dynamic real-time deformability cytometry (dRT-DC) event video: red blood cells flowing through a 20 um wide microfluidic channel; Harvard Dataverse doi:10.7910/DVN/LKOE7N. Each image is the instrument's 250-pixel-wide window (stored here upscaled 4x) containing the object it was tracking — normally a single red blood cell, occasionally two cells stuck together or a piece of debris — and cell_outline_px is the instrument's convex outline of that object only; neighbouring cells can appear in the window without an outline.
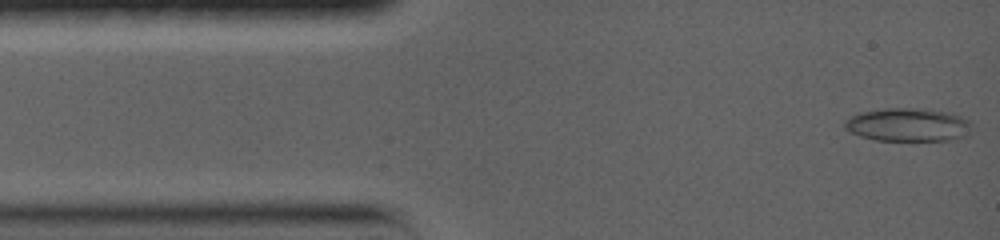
{"species": "common noctule bat (a hibernating species)", "species_latin": "Nyctalus noctula", "temperature_condition": "warm", "stored_images_in_passage": 52, "camera_frame_rate_fps": 5000, "um_per_image_px": 0.085, "animal": {"sex": "female", "body_mass_g": 19.0, "forearm_length_mm": 56.7}, "frame": {"image": 1, "passage_image": 1, "time_ms": 0.0, "image_size_px": [1000, 240], "cell_outline_px": [[968, 136], [952, 140], [876, 140], [860, 136], [844, 128], [844, 120], [860, 112], [888, 108], [912, 108], [952, 112], [968, 120]], "centroid_in_image_um": [77.16, 10.6], "position_along_channel_um": 7.8, "area_um2": 24.45}}
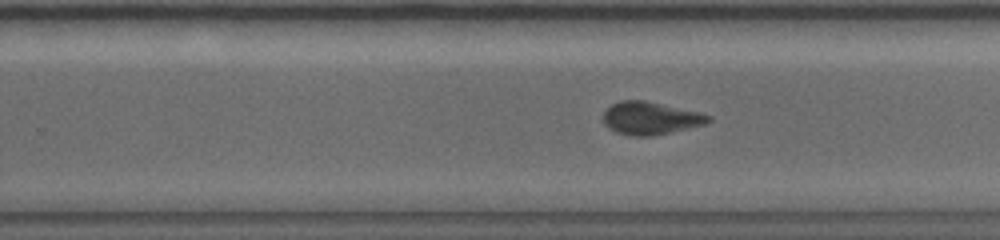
{"frame": {"image": 2, "passage_image": 27, "time_ms": 9.2, "image_size_px": [1000, 240], "cell_outline_px": [[712, 120], [704, 124], [652, 136], [632, 136], [616, 132], [608, 128], [604, 124], [604, 112], [612, 104], [620, 100], [644, 100], [700, 112], [712, 116]], "centroid_in_image_um": [55.28, 10.04], "position_along_channel_um": 274.5, "area_um2": 19.94}}
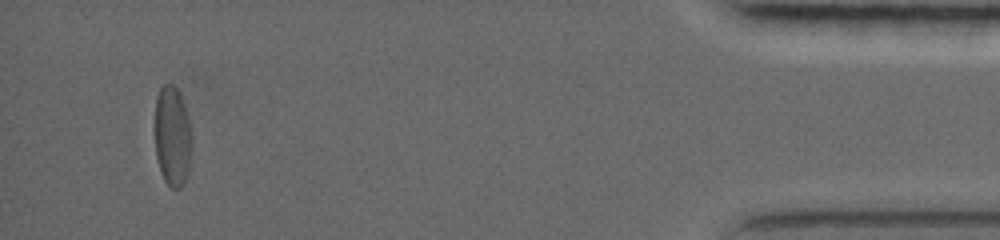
{"frame": {"image": 3, "passage_image": 48, "time_ms": 15.6, "image_size_px": [1000, 240], "cell_outline_px": [[192, 148], [188, 172], [180, 188], [172, 188], [164, 180], [156, 156], [156, 96], [160, 88], [164, 84], [172, 84], [180, 92], [184, 104], [188, 120]], "centroid_in_image_um": [14.66, 11.57], "position_along_channel_um": 420.5, "area_um2": 21.21}, "authors_computed_cell_mechanics": {"area_um2": 20.1144, "velocity_mm_per_s": 3.6746, "shape_relaxation_time_tau1_ms": 6.7253, "shape_relaxation_time_tau2_ms": 2.892, "deformation_change_tau1": 0.1665, "deformation_change_tau2": 0.0797}}